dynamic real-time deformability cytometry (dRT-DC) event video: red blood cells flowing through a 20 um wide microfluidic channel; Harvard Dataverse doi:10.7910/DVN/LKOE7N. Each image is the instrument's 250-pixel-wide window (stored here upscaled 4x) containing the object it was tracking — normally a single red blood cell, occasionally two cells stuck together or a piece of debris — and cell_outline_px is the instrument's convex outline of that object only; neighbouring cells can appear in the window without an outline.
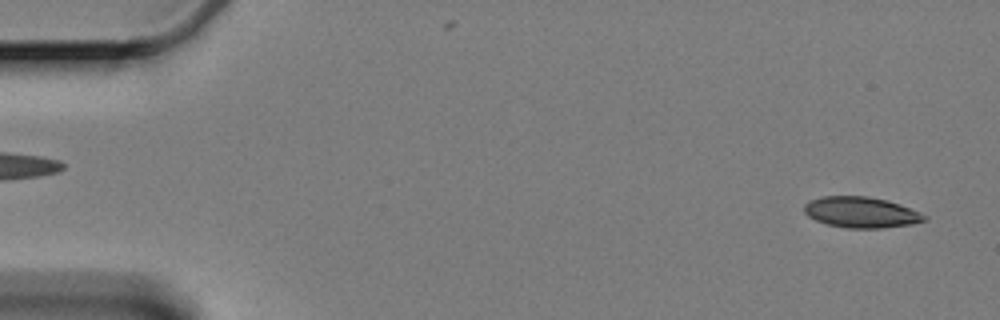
{"species": "Egyptian fruit bat (a non-hibernating species)", "species_latin": "Rousettus aegyptiacus", "temperature_condition": "cold", "stored_images_in_passage": 10, "camera_frame_rate_fps": 3000, "um_per_image_px": 0.085, "animal": {"sex": "female"}, "frame": {"image": 1, "passage_image": 2, "time_ms": 0.333, "image_size_px": [1000, 320], "cell_outline_px": [[928, 216], [924, 220], [912, 224], [880, 228], [848, 228], [828, 224], [816, 220], [808, 216], [804, 212], [804, 204], [812, 200], [824, 196], [868, 196], [900, 204]], "centroid_in_image_um": [73.18, 18.04], "position_along_channel_um": 11.8, "area_um2": 21.33}}